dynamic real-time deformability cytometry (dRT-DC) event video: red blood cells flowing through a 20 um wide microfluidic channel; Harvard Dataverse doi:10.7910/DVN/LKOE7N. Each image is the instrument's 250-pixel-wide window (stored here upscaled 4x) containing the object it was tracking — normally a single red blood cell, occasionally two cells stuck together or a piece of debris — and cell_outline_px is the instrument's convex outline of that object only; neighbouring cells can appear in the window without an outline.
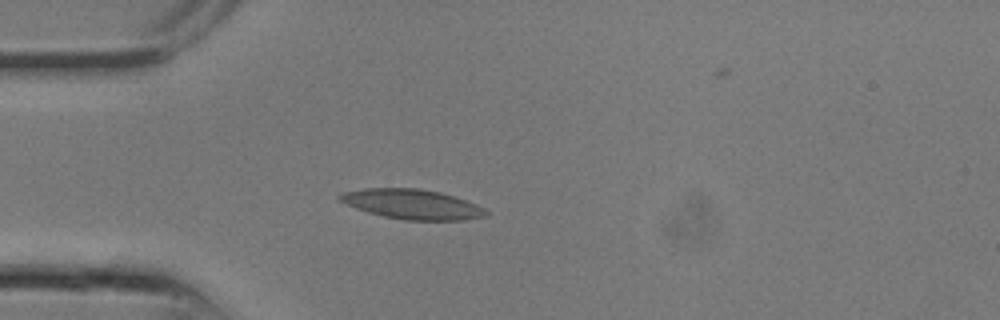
{"species": "common noctule bat (a hibernating species)", "species_latin": "Nyctalus noctula", "temperature_condition": "room temperature", "stored_images_in_passage": 6, "camera_frame_rate_fps": 3000, "um_per_image_px": 0.085, "animal": {"sex": "male", "body_mass_g": 13.3}, "frame": {"image": 1, "passage_image": 3, "time_ms": 0.667, "image_size_px": [1000, 320], "cell_outline_px": [[488, 212], [484, 216], [464, 220], [404, 220], [384, 216], [368, 212], [356, 208], [340, 200], [336, 196], [344, 192], [364, 188], [420, 188], [440, 192], [476, 204], [484, 208]], "centroid_in_image_um": [35.02, 17.35], "position_along_channel_um": 50.0, "area_um2": 25.14}}
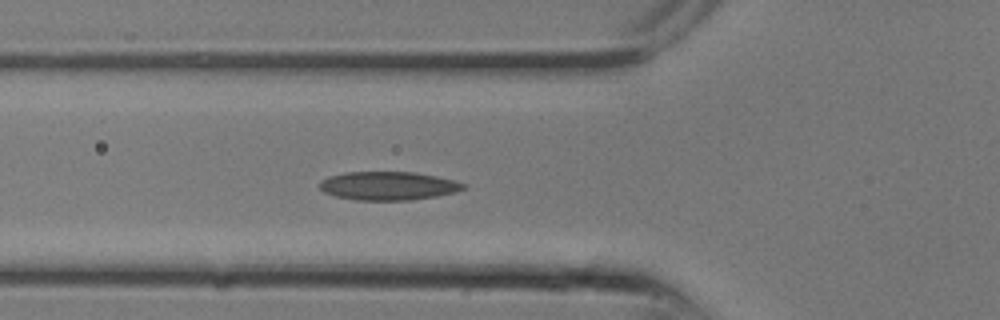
{"frame": {"image": 2, "passage_image": 5, "time_ms": 1.333, "image_size_px": [1000, 320], "cell_outline_px": [[468, 188], [456, 192], [436, 196], [408, 200], [356, 200], [336, 196], [324, 192], [320, 188], [320, 180], [328, 176], [344, 172], [416, 172], [456, 180], [468, 184]], "centroid_in_image_um": [33.04, 15.79], "position_along_channel_um": 92.8, "area_um2": 24.1}}